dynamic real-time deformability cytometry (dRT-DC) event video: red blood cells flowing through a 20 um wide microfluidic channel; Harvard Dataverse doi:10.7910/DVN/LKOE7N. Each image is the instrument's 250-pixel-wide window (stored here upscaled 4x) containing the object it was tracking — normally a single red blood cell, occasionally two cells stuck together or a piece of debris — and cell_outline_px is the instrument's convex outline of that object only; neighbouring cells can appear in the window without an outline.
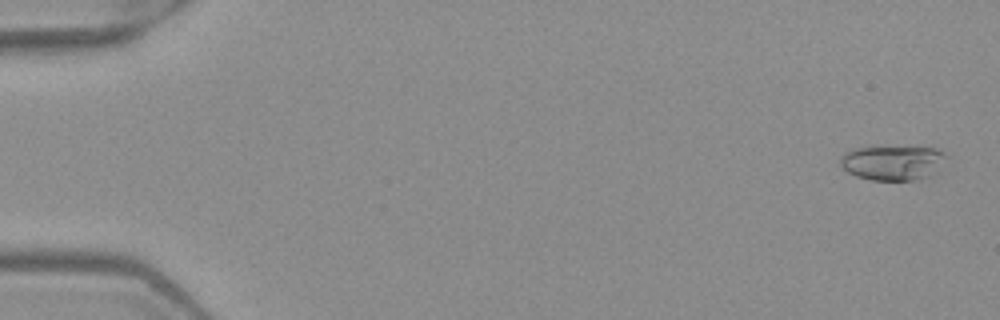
{"species": "Egyptian fruit bat (a non-hibernating species)", "species_latin": "Rousettus aegyptiacus", "temperature_condition": "warm", "stored_images_in_passage": 52, "camera_frame_rate_fps": 3000, "um_per_image_px": 0.085, "frame": {"image": 1, "passage_image": 2, "time_ms": 0.333, "image_size_px": [1000, 320], "cell_outline_px": [[948, 156], [936, 176], [916, 180], [872, 180], [856, 176], [848, 172], [840, 164], [840, 156], [844, 152], [852, 148], [936, 148], [944, 152]], "centroid_in_image_um": [75.94, 13.86], "position_along_channel_um": 9.1, "area_um2": 21.62}}
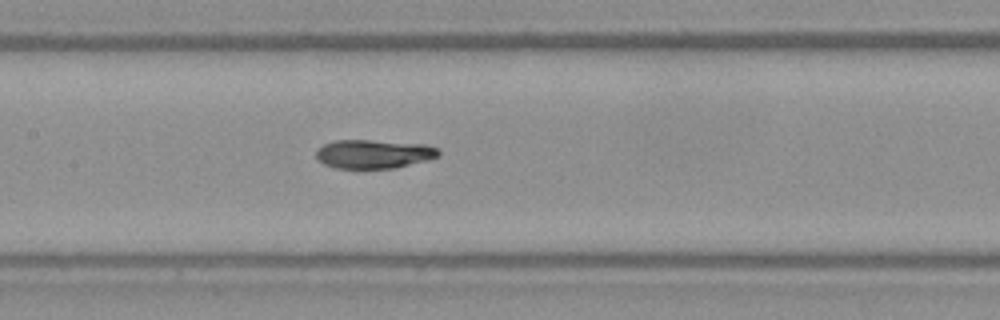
{"frame": {"image": 2, "passage_image": 26, "time_ms": 8.333, "image_size_px": [1000, 320], "cell_outline_px": [[440, 156], [428, 160], [396, 168], [336, 168], [324, 164], [316, 160], [316, 152], [324, 144], [336, 140], [368, 140], [424, 144], [440, 148]], "centroid_in_image_um": [31.8, 13.09], "position_along_channel_um": 175.6, "area_um2": 20.63}}
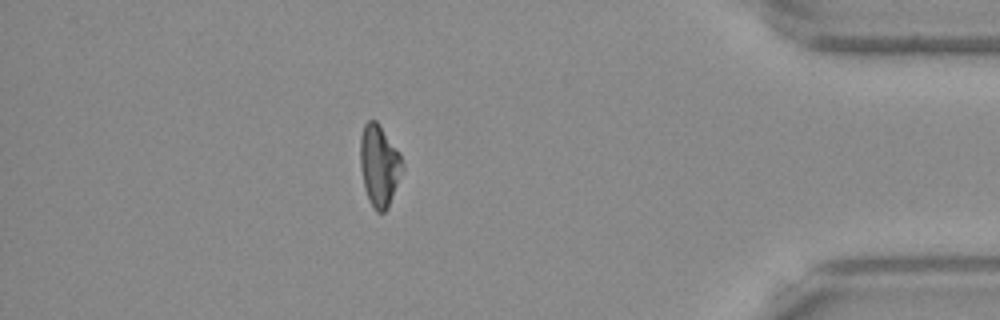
{"frame": {"image": 3, "passage_image": 46, "time_ms": 15.0, "image_size_px": [1000, 320], "cell_outline_px": [[404, 168], [388, 208], [384, 212], [376, 212], [372, 208], [368, 200], [364, 188], [360, 168], [360, 136], [364, 124], [368, 120], [376, 120], [400, 152], [404, 164]], "centroid_in_image_um": [32.23, 14.08], "position_along_channel_um": 403.0, "area_um2": 20.4}, "authors_computed_cell_mechanics": {"area_um2": 20.808, "velocity_mm_per_s": 3.9904, "shape_relaxation_time_tau1_ms": 10.0567, "shape_relaxation_time_tau2_ms": 3.4587, "deformation_change_tau1": 0.2291, "deformation_change_tau2": 0.0715}}